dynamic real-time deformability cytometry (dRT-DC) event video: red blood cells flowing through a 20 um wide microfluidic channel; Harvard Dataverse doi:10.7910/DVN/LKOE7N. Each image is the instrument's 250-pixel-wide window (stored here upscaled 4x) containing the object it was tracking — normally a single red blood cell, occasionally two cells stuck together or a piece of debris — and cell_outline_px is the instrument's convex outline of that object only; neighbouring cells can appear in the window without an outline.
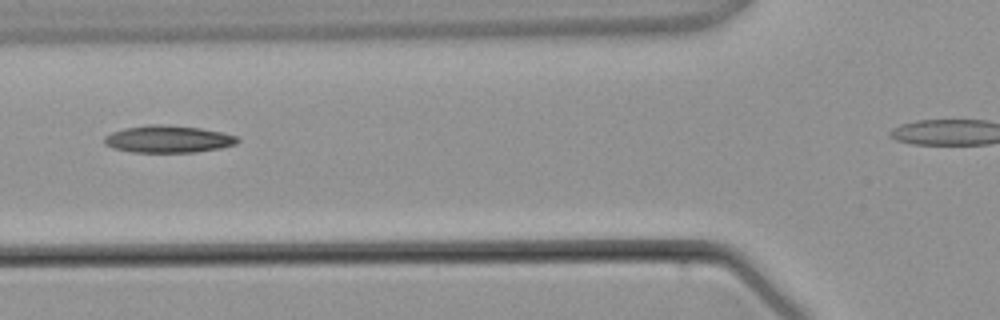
{"species": "common noctule bat (a hibernating species)", "species_latin": "Nyctalus noctula", "temperature_condition": "warm", "stored_images_in_passage": 3, "segment_of_instrument_passage": [1, 2], "camera_frame_rate_fps": 3000, "um_per_image_px": 0.085, "animal": {"sex": "male", "body_mass_g": 21.5, "forearm_length_mm": 52.0}, "frame": {"image": 1, "passage_image": 2, "time_ms": 1.333, "image_size_px": [1000, 320], "cell_outline_px": [[240, 140], [236, 144], [220, 148], [196, 152], [132, 152], [112, 148], [104, 144], [104, 136], [112, 132], [124, 128], [148, 124], [160, 124], [200, 128], [220, 132], [236, 136]], "centroid_in_image_um": [14.26, 11.82], "position_along_channel_um": 111.5, "area_um2": 21.1}}